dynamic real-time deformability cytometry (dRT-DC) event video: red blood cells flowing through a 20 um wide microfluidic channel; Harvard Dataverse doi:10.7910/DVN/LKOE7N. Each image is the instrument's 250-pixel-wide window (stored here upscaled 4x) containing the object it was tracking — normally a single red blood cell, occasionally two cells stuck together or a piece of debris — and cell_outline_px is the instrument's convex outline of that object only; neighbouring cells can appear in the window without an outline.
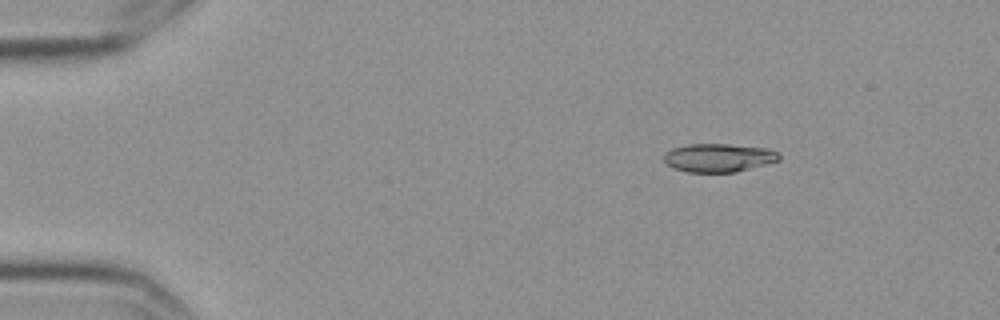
{"species": "Egyptian fruit bat (a non-hibernating species)", "species_latin": "Rousettus aegyptiacus", "temperature_condition": "cold", "stored_images_in_passage": 3, "camera_frame_rate_fps": 3000, "um_per_image_px": 0.085, "frame": {"image": 1, "passage_image": 1, "time_ms": 0.0, "image_size_px": [1000, 320], "cell_outline_px": [[780, 160], [736, 172], [688, 172], [676, 168], [668, 164], [664, 160], [664, 152], [672, 148], [688, 144], [728, 144], [768, 148], [780, 152]], "centroid_in_image_um": [61.11, 13.39], "position_along_channel_um": 23.9, "area_um2": 19.07}}